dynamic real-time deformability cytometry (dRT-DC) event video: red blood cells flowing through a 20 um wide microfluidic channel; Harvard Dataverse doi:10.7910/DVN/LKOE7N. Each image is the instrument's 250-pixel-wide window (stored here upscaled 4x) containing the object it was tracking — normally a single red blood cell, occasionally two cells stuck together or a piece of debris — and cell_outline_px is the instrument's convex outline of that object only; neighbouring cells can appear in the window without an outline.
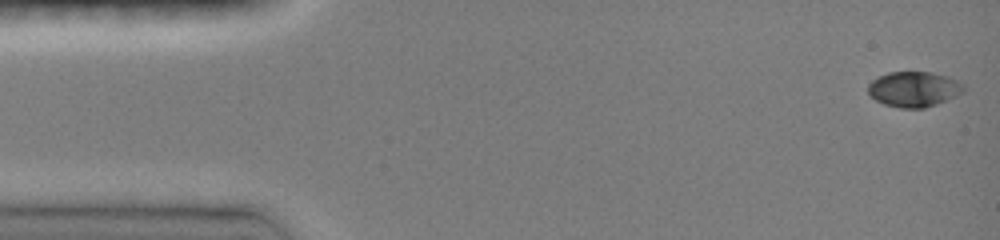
{"species": "common noctule bat (a hibernating species)", "species_latin": "Nyctalus noctula", "temperature_condition": "room temperature", "stored_images_in_passage": 20, "camera_frame_rate_fps": 3000, "um_per_image_px": 0.085, "animal": {"sex": "female", "body_mass_g": 19.0, "forearm_length_mm": 51.5}, "frame": {"image": 1, "passage_image": 1, "time_ms": 0.0, "image_size_px": [1000, 240], "cell_outline_px": [[964, 92], [956, 96], [936, 104], [924, 108], [900, 108], [884, 104], [876, 100], [868, 92], [868, 84], [872, 80], [888, 72], [932, 72], [948, 76], [964, 84]], "centroid_in_image_um": [77.69, 7.57], "position_along_channel_um": 7.3, "area_um2": 19.65}}
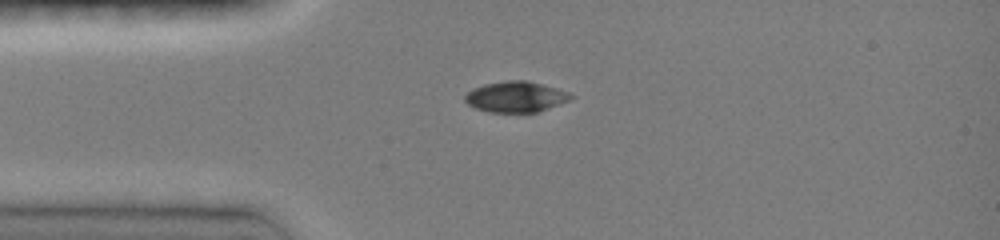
{"frame": {"image": 2, "passage_image": 16, "time_ms": 3.333, "image_size_px": [1000, 240], "cell_outline_px": [[572, 96], [568, 100], [548, 108], [536, 112], [488, 112], [476, 108], [468, 104], [464, 100], [464, 96], [472, 88], [484, 84], [508, 80], [524, 80], [556, 88], [568, 92]], "centroid_in_image_um": [43.78, 8.22], "position_along_channel_um": 41.2, "area_um2": 18.67}}